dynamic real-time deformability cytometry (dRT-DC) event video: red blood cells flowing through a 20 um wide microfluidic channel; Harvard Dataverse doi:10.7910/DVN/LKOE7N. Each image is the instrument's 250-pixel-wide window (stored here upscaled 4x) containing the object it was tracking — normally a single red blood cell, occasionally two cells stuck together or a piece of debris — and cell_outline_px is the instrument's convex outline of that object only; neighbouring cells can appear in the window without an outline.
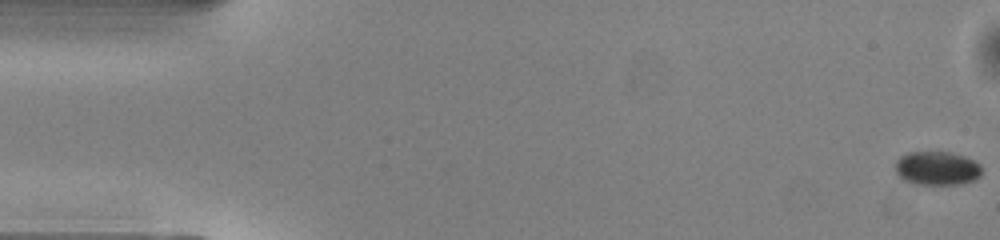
{"species": "common noctule bat (a hibernating species)", "species_latin": "Nyctalus noctula", "temperature_condition": "warm", "stored_images_in_passage": 51, "camera_frame_rate_fps": 3000, "um_per_image_px": 0.085, "animal": {"sex": "male", "body_mass_g": 13.0, "forearm_length_mm": 53.1}, "frame": {"image": 1, "passage_image": 1, "time_ms": 0.0, "image_size_px": [1000, 240], "cell_outline_px": [[980, 176], [976, 180], [960, 184], [912, 184], [904, 180], [896, 172], [896, 160], [900, 156], [908, 152], [952, 152], [964, 156], [980, 164]], "centroid_in_image_um": [79.64, 14.3], "position_along_channel_um": 5.4, "area_um2": 17.05}}
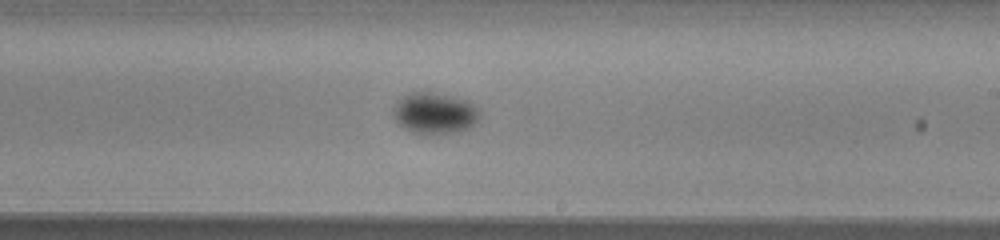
{"frame": {"image": 2, "passage_image": 30, "time_ms": 9.667, "image_size_px": [1000, 240], "cell_outline_px": [[480, 116], [476, 124], [460, 132], [412, 132], [404, 128], [396, 120], [392, 112], [392, 108], [400, 96], [412, 92], [432, 92], [452, 96], [468, 100], [480, 112]], "centroid_in_image_um": [36.94, 9.59], "position_along_channel_um": 252.1, "area_um2": 20.63}}
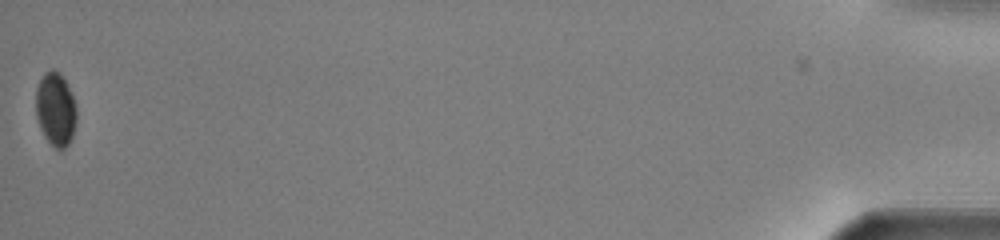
{"frame": {"image": 3, "passage_image": 51, "time_ms": 16.667, "image_size_px": [1000, 240], "cell_outline_px": [[76, 120], [72, 136], [68, 144], [64, 148], [56, 148], [44, 136], [40, 128], [36, 116], [36, 88], [44, 72], [52, 68], [60, 72], [72, 96], [76, 108]], "centroid_in_image_um": [4.7, 9.26], "position_along_channel_um": 430.5, "area_um2": 17.22}, "authors_computed_cell_mechanics": {"area_um2": 19.1318, "velocity_mm_per_s": 4.0566, "shape_relaxation_time_tau1_ms": 3.7649, "shape_relaxation_time_tau2_ms": null, "deformation_change_tau1": 0.0323, "deformation_change_tau2": null}}